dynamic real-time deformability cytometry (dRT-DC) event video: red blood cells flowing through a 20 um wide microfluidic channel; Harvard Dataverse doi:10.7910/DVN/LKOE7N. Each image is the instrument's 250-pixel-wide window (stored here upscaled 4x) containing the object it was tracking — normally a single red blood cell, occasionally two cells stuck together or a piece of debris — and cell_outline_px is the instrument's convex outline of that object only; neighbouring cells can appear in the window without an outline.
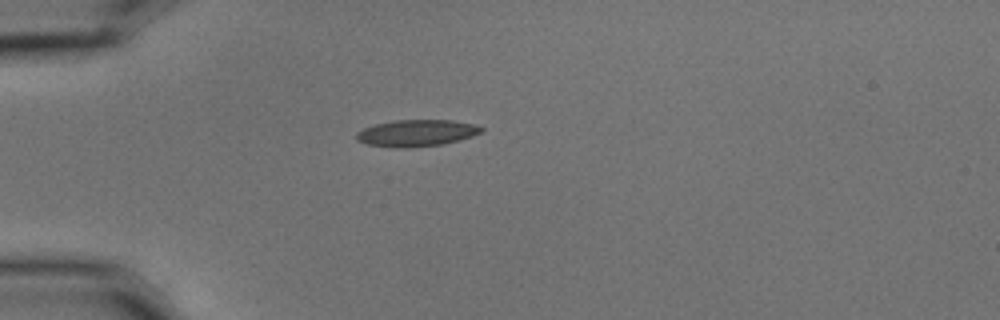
{"species": "common noctule bat (a hibernating species)", "species_latin": "Nyctalus noctula", "temperature_condition": "cold", "stored_images_in_passage": 4, "camera_frame_rate_fps": 3000, "um_per_image_px": 0.085, "animal": {"sex": "male", "body_mass_g": 15.6}, "frame": {"image": 1, "passage_image": 1, "time_ms": 0.0, "image_size_px": [1000, 320], "cell_outline_px": [[484, 132], [460, 140], [444, 144], [408, 148], [400, 148], [368, 144], [356, 140], [356, 132], [364, 128], [376, 124], [392, 120], [452, 120], [472, 124], [484, 128]], "centroid_in_image_um": [35.42, 11.31], "position_along_channel_um": 49.6, "area_um2": 19.48}}
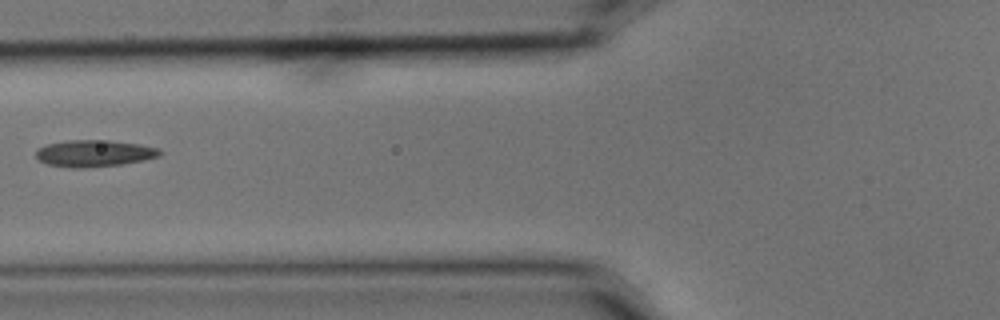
{"frame": {"image": 2, "passage_image": 3, "time_ms": 0.667, "image_size_px": [1000, 320], "cell_outline_px": [[160, 156], [144, 160], [120, 164], [84, 168], [68, 168], [48, 164], [40, 160], [36, 156], [36, 148], [48, 144], [68, 140], [108, 140], [140, 144], [160, 148]], "centroid_in_image_um": [8.0, 13.03], "position_along_channel_um": 117.8, "area_um2": 19.31}}
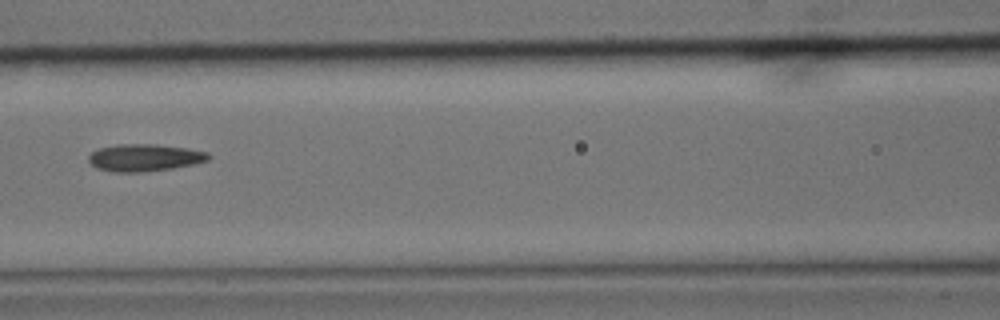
{"frame": {"image": 3, "passage_image": 4, "time_ms": 1.0, "image_size_px": [1000, 320], "cell_outline_px": [[212, 156], [208, 160], [192, 164], [172, 168], [140, 172], [116, 172], [96, 168], [88, 160], [88, 156], [92, 152], [100, 148], [116, 144], [156, 144], [188, 148], [208, 152]], "centroid_in_image_um": [12.29, 13.39], "position_along_channel_um": 154.3, "area_um2": 18.96}}